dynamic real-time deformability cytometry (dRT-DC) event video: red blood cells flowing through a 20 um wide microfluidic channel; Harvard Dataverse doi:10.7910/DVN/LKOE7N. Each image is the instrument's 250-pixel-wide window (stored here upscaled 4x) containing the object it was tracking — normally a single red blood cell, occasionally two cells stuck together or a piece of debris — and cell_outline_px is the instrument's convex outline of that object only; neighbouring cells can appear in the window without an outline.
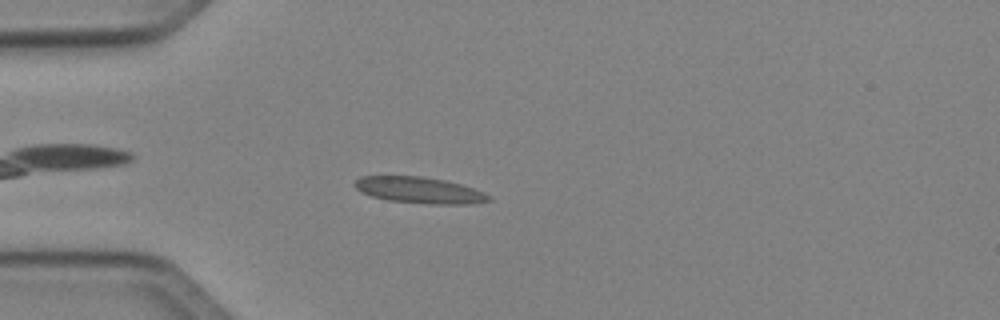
{"species": "Egyptian fruit bat (a non-hibernating species)", "species_latin": "Rousettus aegyptiacus", "temperature_condition": "cold", "stored_images_in_passage": 39, "camera_frame_rate_fps": 3000, "um_per_image_px": 0.085, "animal": {"sex": "female"}, "frame": {"image": 1, "passage_image": 3, "time_ms": 0.667, "image_size_px": [1000, 320], "cell_outline_px": [[492, 200], [468, 204], [432, 204], [388, 200], [372, 196], [356, 188], [352, 184], [360, 176], [420, 176], [444, 180], [460, 184], [484, 192], [492, 196]], "centroid_in_image_um": [35.67, 16.16], "position_along_channel_um": 49.3, "area_um2": 20.35}}
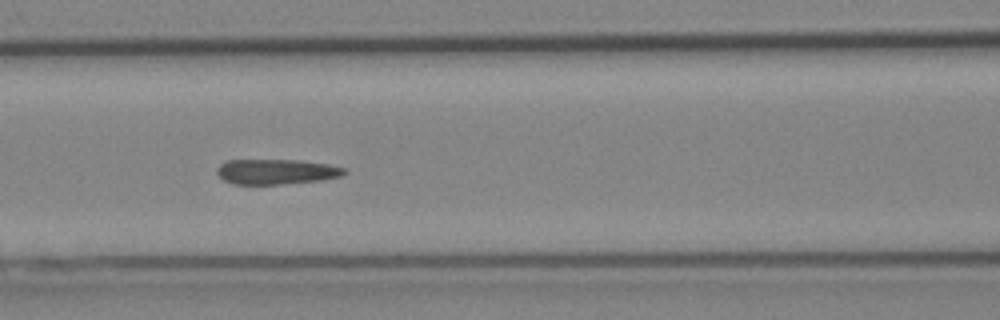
{"frame": {"image": 2, "passage_image": 11, "time_ms": 3.333, "image_size_px": [1000, 320], "cell_outline_px": [[348, 172], [340, 176], [320, 180], [280, 184], [232, 184], [224, 180], [216, 172], [216, 168], [220, 164], [228, 160], [296, 160], [328, 164], [348, 168]], "centroid_in_image_um": [23.49, 14.59], "position_along_channel_um": 143.1, "area_um2": 18.67}}
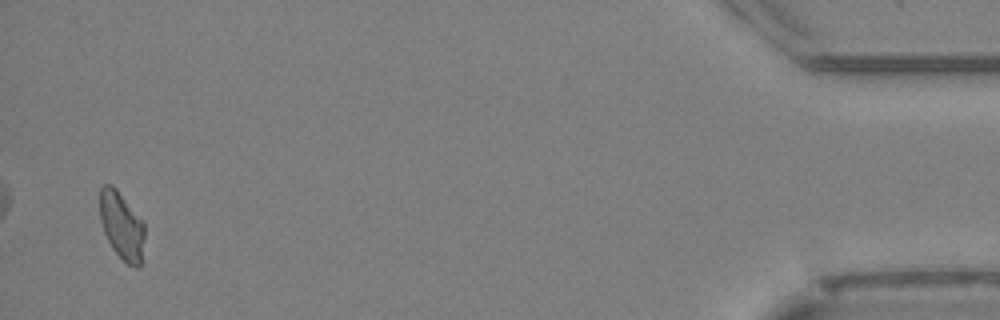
{"frame": {"image": 3, "passage_image": 38, "time_ms": 12.333, "image_size_px": [1000, 320], "cell_outline_px": [[144, 236], [140, 268], [136, 268], [128, 264], [112, 248], [104, 232], [100, 220], [100, 188], [104, 184], [112, 184], [116, 188], [144, 220]], "centroid_in_image_um": [10.35, 19.15], "position_along_channel_um": 424.8, "area_um2": 17.74}, "authors_computed_cell_mechanics": {"area_um2": 18.8428, "velocity_mm_per_s": 4.0501, "shape_relaxation_time_tau1_ms": null, "shape_relaxation_time_tau2_ms": 1.8454, "deformation_change_tau1": null, "deformation_change_tau2": 0.0727}}